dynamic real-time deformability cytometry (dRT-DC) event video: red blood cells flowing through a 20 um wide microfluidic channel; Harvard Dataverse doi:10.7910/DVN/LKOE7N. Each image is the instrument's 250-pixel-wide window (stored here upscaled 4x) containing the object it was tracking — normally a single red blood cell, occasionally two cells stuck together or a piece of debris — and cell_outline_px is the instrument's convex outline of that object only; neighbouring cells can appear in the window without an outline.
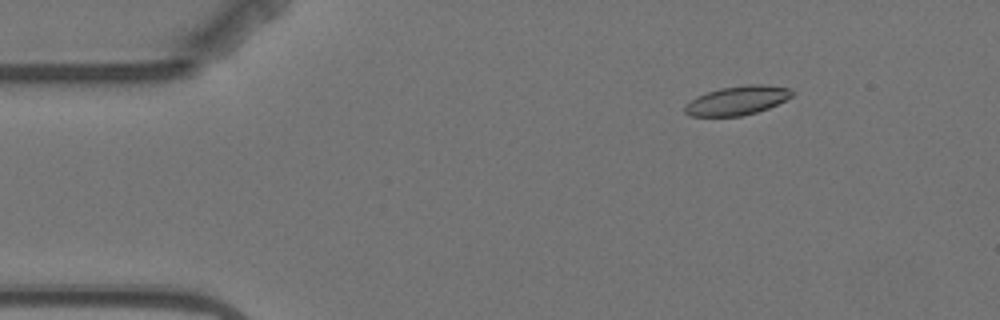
{"species": "Egyptian fruit bat (a non-hibernating species)", "species_latin": "Rousettus aegyptiacus", "temperature_condition": "warm", "stored_images_in_passage": 5, "camera_frame_rate_fps": 3000, "um_per_image_px": 0.085, "animal": {"sex": "female"}, "frame": {"image": 1, "passage_image": 3, "time_ms": 2.333, "image_size_px": [1000, 320], "cell_outline_px": [[796, 92], [792, 96], [768, 108], [756, 112], [740, 116], [692, 116], [684, 112], [684, 104], [696, 96], [720, 88], [748, 84], [760, 84], [792, 88]], "centroid_in_image_um": [62.66, 8.53], "position_along_channel_um": 22.3, "area_um2": 18.15}}